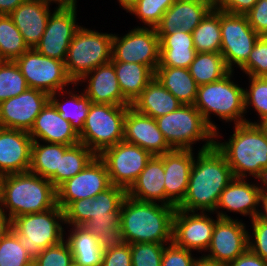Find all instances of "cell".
<instances>
[{
	"label": "cell",
	"mask_w": 267,
	"mask_h": 266,
	"mask_svg": "<svg viewBox=\"0 0 267 266\" xmlns=\"http://www.w3.org/2000/svg\"><path fill=\"white\" fill-rule=\"evenodd\" d=\"M39 1H44V2H47V3H56L58 6H63V5H67L69 4L70 2H72L73 0H39Z\"/></svg>",
	"instance_id": "59"
},
{
	"label": "cell",
	"mask_w": 267,
	"mask_h": 266,
	"mask_svg": "<svg viewBox=\"0 0 267 266\" xmlns=\"http://www.w3.org/2000/svg\"><path fill=\"white\" fill-rule=\"evenodd\" d=\"M123 97L132 105L140 96L154 73L145 65L129 62H112Z\"/></svg>",
	"instance_id": "32"
},
{
	"label": "cell",
	"mask_w": 267,
	"mask_h": 266,
	"mask_svg": "<svg viewBox=\"0 0 267 266\" xmlns=\"http://www.w3.org/2000/svg\"><path fill=\"white\" fill-rule=\"evenodd\" d=\"M29 49L9 15H0V53L6 61H15Z\"/></svg>",
	"instance_id": "39"
},
{
	"label": "cell",
	"mask_w": 267,
	"mask_h": 266,
	"mask_svg": "<svg viewBox=\"0 0 267 266\" xmlns=\"http://www.w3.org/2000/svg\"><path fill=\"white\" fill-rule=\"evenodd\" d=\"M32 263L33 258L11 228L0 241V266H29Z\"/></svg>",
	"instance_id": "40"
},
{
	"label": "cell",
	"mask_w": 267,
	"mask_h": 266,
	"mask_svg": "<svg viewBox=\"0 0 267 266\" xmlns=\"http://www.w3.org/2000/svg\"><path fill=\"white\" fill-rule=\"evenodd\" d=\"M193 150L173 149L158 155L164 167L165 205L177 207L183 201L195 159Z\"/></svg>",
	"instance_id": "20"
},
{
	"label": "cell",
	"mask_w": 267,
	"mask_h": 266,
	"mask_svg": "<svg viewBox=\"0 0 267 266\" xmlns=\"http://www.w3.org/2000/svg\"><path fill=\"white\" fill-rule=\"evenodd\" d=\"M50 100L42 90L28 88L23 93L0 103V127L29 132L35 118Z\"/></svg>",
	"instance_id": "18"
},
{
	"label": "cell",
	"mask_w": 267,
	"mask_h": 266,
	"mask_svg": "<svg viewBox=\"0 0 267 266\" xmlns=\"http://www.w3.org/2000/svg\"><path fill=\"white\" fill-rule=\"evenodd\" d=\"M233 128L228 141L215 139L214 142L231 167L233 176L247 179L252 175L267 183V136L256 123L236 124Z\"/></svg>",
	"instance_id": "4"
},
{
	"label": "cell",
	"mask_w": 267,
	"mask_h": 266,
	"mask_svg": "<svg viewBox=\"0 0 267 266\" xmlns=\"http://www.w3.org/2000/svg\"><path fill=\"white\" fill-rule=\"evenodd\" d=\"M86 79L89 80L87 81ZM79 82L88 84L83 91L92 103L131 105L122 95L114 65L111 61L96 67L74 85H78Z\"/></svg>",
	"instance_id": "26"
},
{
	"label": "cell",
	"mask_w": 267,
	"mask_h": 266,
	"mask_svg": "<svg viewBox=\"0 0 267 266\" xmlns=\"http://www.w3.org/2000/svg\"><path fill=\"white\" fill-rule=\"evenodd\" d=\"M226 266H267V261L247 249L234 261L227 263Z\"/></svg>",
	"instance_id": "52"
},
{
	"label": "cell",
	"mask_w": 267,
	"mask_h": 266,
	"mask_svg": "<svg viewBox=\"0 0 267 266\" xmlns=\"http://www.w3.org/2000/svg\"><path fill=\"white\" fill-rule=\"evenodd\" d=\"M165 177L163 160L153 155L147 162L131 187L126 191L127 196L142 202H161L165 204Z\"/></svg>",
	"instance_id": "28"
},
{
	"label": "cell",
	"mask_w": 267,
	"mask_h": 266,
	"mask_svg": "<svg viewBox=\"0 0 267 266\" xmlns=\"http://www.w3.org/2000/svg\"><path fill=\"white\" fill-rule=\"evenodd\" d=\"M4 175L0 173V203H1V192H2V181H3Z\"/></svg>",
	"instance_id": "60"
},
{
	"label": "cell",
	"mask_w": 267,
	"mask_h": 266,
	"mask_svg": "<svg viewBox=\"0 0 267 266\" xmlns=\"http://www.w3.org/2000/svg\"><path fill=\"white\" fill-rule=\"evenodd\" d=\"M131 105L91 103L79 141L97 156L124 140V119Z\"/></svg>",
	"instance_id": "10"
},
{
	"label": "cell",
	"mask_w": 267,
	"mask_h": 266,
	"mask_svg": "<svg viewBox=\"0 0 267 266\" xmlns=\"http://www.w3.org/2000/svg\"><path fill=\"white\" fill-rule=\"evenodd\" d=\"M118 1L120 3V6H122V8L126 10L128 13L129 10L136 4L138 0H118Z\"/></svg>",
	"instance_id": "57"
},
{
	"label": "cell",
	"mask_w": 267,
	"mask_h": 266,
	"mask_svg": "<svg viewBox=\"0 0 267 266\" xmlns=\"http://www.w3.org/2000/svg\"><path fill=\"white\" fill-rule=\"evenodd\" d=\"M64 210L55 207L40 213L24 214L11 221L12 230L20 237L23 248L34 259L44 249L58 245L65 237Z\"/></svg>",
	"instance_id": "8"
},
{
	"label": "cell",
	"mask_w": 267,
	"mask_h": 266,
	"mask_svg": "<svg viewBox=\"0 0 267 266\" xmlns=\"http://www.w3.org/2000/svg\"><path fill=\"white\" fill-rule=\"evenodd\" d=\"M159 243H132V266H161L164 246Z\"/></svg>",
	"instance_id": "44"
},
{
	"label": "cell",
	"mask_w": 267,
	"mask_h": 266,
	"mask_svg": "<svg viewBox=\"0 0 267 266\" xmlns=\"http://www.w3.org/2000/svg\"><path fill=\"white\" fill-rule=\"evenodd\" d=\"M258 0H213L216 10L229 14L245 15Z\"/></svg>",
	"instance_id": "51"
},
{
	"label": "cell",
	"mask_w": 267,
	"mask_h": 266,
	"mask_svg": "<svg viewBox=\"0 0 267 266\" xmlns=\"http://www.w3.org/2000/svg\"><path fill=\"white\" fill-rule=\"evenodd\" d=\"M262 187L250 184L245 178L234 177L221 192L214 213L216 212L217 216L221 219H232L226 212L219 211L221 209L228 212L233 211L243 216L249 215L251 220L256 218L259 211V196Z\"/></svg>",
	"instance_id": "24"
},
{
	"label": "cell",
	"mask_w": 267,
	"mask_h": 266,
	"mask_svg": "<svg viewBox=\"0 0 267 266\" xmlns=\"http://www.w3.org/2000/svg\"><path fill=\"white\" fill-rule=\"evenodd\" d=\"M183 201L176 207L188 212L215 211L221 192L234 178L224 155L213 147L198 150Z\"/></svg>",
	"instance_id": "2"
},
{
	"label": "cell",
	"mask_w": 267,
	"mask_h": 266,
	"mask_svg": "<svg viewBox=\"0 0 267 266\" xmlns=\"http://www.w3.org/2000/svg\"><path fill=\"white\" fill-rule=\"evenodd\" d=\"M152 156L149 151L124 140L104 149L98 155L106 165L111 185L121 187L126 191Z\"/></svg>",
	"instance_id": "12"
},
{
	"label": "cell",
	"mask_w": 267,
	"mask_h": 266,
	"mask_svg": "<svg viewBox=\"0 0 267 266\" xmlns=\"http://www.w3.org/2000/svg\"><path fill=\"white\" fill-rule=\"evenodd\" d=\"M96 156L81 142L69 146L64 154H60L59 170H56V189L81 172Z\"/></svg>",
	"instance_id": "38"
},
{
	"label": "cell",
	"mask_w": 267,
	"mask_h": 266,
	"mask_svg": "<svg viewBox=\"0 0 267 266\" xmlns=\"http://www.w3.org/2000/svg\"><path fill=\"white\" fill-rule=\"evenodd\" d=\"M245 15L250 26L259 36H267V0H258Z\"/></svg>",
	"instance_id": "49"
},
{
	"label": "cell",
	"mask_w": 267,
	"mask_h": 266,
	"mask_svg": "<svg viewBox=\"0 0 267 266\" xmlns=\"http://www.w3.org/2000/svg\"><path fill=\"white\" fill-rule=\"evenodd\" d=\"M69 266H81V265H79L78 263H76V262L73 260V262H72Z\"/></svg>",
	"instance_id": "62"
},
{
	"label": "cell",
	"mask_w": 267,
	"mask_h": 266,
	"mask_svg": "<svg viewBox=\"0 0 267 266\" xmlns=\"http://www.w3.org/2000/svg\"><path fill=\"white\" fill-rule=\"evenodd\" d=\"M195 261L190 250L178 247L173 242L164 246L161 266H193Z\"/></svg>",
	"instance_id": "48"
},
{
	"label": "cell",
	"mask_w": 267,
	"mask_h": 266,
	"mask_svg": "<svg viewBox=\"0 0 267 266\" xmlns=\"http://www.w3.org/2000/svg\"><path fill=\"white\" fill-rule=\"evenodd\" d=\"M193 266H226V264L208 259L207 257L202 255L200 258H196Z\"/></svg>",
	"instance_id": "56"
},
{
	"label": "cell",
	"mask_w": 267,
	"mask_h": 266,
	"mask_svg": "<svg viewBox=\"0 0 267 266\" xmlns=\"http://www.w3.org/2000/svg\"><path fill=\"white\" fill-rule=\"evenodd\" d=\"M126 196L125 189L111 185L96 197L73 201L64 209L65 223L85 227L103 251L117 248L124 243L119 219Z\"/></svg>",
	"instance_id": "1"
},
{
	"label": "cell",
	"mask_w": 267,
	"mask_h": 266,
	"mask_svg": "<svg viewBox=\"0 0 267 266\" xmlns=\"http://www.w3.org/2000/svg\"><path fill=\"white\" fill-rule=\"evenodd\" d=\"M208 247V259L222 263L234 261L248 249L246 225L238 219H221L218 216Z\"/></svg>",
	"instance_id": "19"
},
{
	"label": "cell",
	"mask_w": 267,
	"mask_h": 266,
	"mask_svg": "<svg viewBox=\"0 0 267 266\" xmlns=\"http://www.w3.org/2000/svg\"><path fill=\"white\" fill-rule=\"evenodd\" d=\"M262 185L263 187L261 189L260 196H259V205L263 207L262 209L264 211L259 209L257 218L267 223V183H263Z\"/></svg>",
	"instance_id": "53"
},
{
	"label": "cell",
	"mask_w": 267,
	"mask_h": 266,
	"mask_svg": "<svg viewBox=\"0 0 267 266\" xmlns=\"http://www.w3.org/2000/svg\"><path fill=\"white\" fill-rule=\"evenodd\" d=\"M102 266H132L130 244L104 251Z\"/></svg>",
	"instance_id": "50"
},
{
	"label": "cell",
	"mask_w": 267,
	"mask_h": 266,
	"mask_svg": "<svg viewBox=\"0 0 267 266\" xmlns=\"http://www.w3.org/2000/svg\"><path fill=\"white\" fill-rule=\"evenodd\" d=\"M181 105L182 103L153 77L131 106L139 113L156 119L173 112Z\"/></svg>",
	"instance_id": "30"
},
{
	"label": "cell",
	"mask_w": 267,
	"mask_h": 266,
	"mask_svg": "<svg viewBox=\"0 0 267 266\" xmlns=\"http://www.w3.org/2000/svg\"><path fill=\"white\" fill-rule=\"evenodd\" d=\"M249 89L244 88L245 113L252 105L260 119L267 115V77L249 76Z\"/></svg>",
	"instance_id": "43"
},
{
	"label": "cell",
	"mask_w": 267,
	"mask_h": 266,
	"mask_svg": "<svg viewBox=\"0 0 267 266\" xmlns=\"http://www.w3.org/2000/svg\"><path fill=\"white\" fill-rule=\"evenodd\" d=\"M207 214L176 208L173 215L172 242L190 251H207L217 221Z\"/></svg>",
	"instance_id": "17"
},
{
	"label": "cell",
	"mask_w": 267,
	"mask_h": 266,
	"mask_svg": "<svg viewBox=\"0 0 267 266\" xmlns=\"http://www.w3.org/2000/svg\"><path fill=\"white\" fill-rule=\"evenodd\" d=\"M29 88L53 94L74 84L68 77L64 61L40 54L29 48L15 60Z\"/></svg>",
	"instance_id": "11"
},
{
	"label": "cell",
	"mask_w": 267,
	"mask_h": 266,
	"mask_svg": "<svg viewBox=\"0 0 267 266\" xmlns=\"http://www.w3.org/2000/svg\"><path fill=\"white\" fill-rule=\"evenodd\" d=\"M176 0H138L129 10L136 15L148 28H155L164 13Z\"/></svg>",
	"instance_id": "42"
},
{
	"label": "cell",
	"mask_w": 267,
	"mask_h": 266,
	"mask_svg": "<svg viewBox=\"0 0 267 266\" xmlns=\"http://www.w3.org/2000/svg\"><path fill=\"white\" fill-rule=\"evenodd\" d=\"M221 51L226 66L241 68L249 58L259 35L250 26L246 15L220 11Z\"/></svg>",
	"instance_id": "13"
},
{
	"label": "cell",
	"mask_w": 267,
	"mask_h": 266,
	"mask_svg": "<svg viewBox=\"0 0 267 266\" xmlns=\"http://www.w3.org/2000/svg\"><path fill=\"white\" fill-rule=\"evenodd\" d=\"M250 123H256V125L263 131V133L267 136V115L260 119V121L257 122H250Z\"/></svg>",
	"instance_id": "58"
},
{
	"label": "cell",
	"mask_w": 267,
	"mask_h": 266,
	"mask_svg": "<svg viewBox=\"0 0 267 266\" xmlns=\"http://www.w3.org/2000/svg\"><path fill=\"white\" fill-rule=\"evenodd\" d=\"M25 0H0V15H9Z\"/></svg>",
	"instance_id": "54"
},
{
	"label": "cell",
	"mask_w": 267,
	"mask_h": 266,
	"mask_svg": "<svg viewBox=\"0 0 267 266\" xmlns=\"http://www.w3.org/2000/svg\"><path fill=\"white\" fill-rule=\"evenodd\" d=\"M25 77L15 61H5L0 66V103L28 89Z\"/></svg>",
	"instance_id": "41"
},
{
	"label": "cell",
	"mask_w": 267,
	"mask_h": 266,
	"mask_svg": "<svg viewBox=\"0 0 267 266\" xmlns=\"http://www.w3.org/2000/svg\"><path fill=\"white\" fill-rule=\"evenodd\" d=\"M189 71L198 86L218 81L230 72L222 54L216 52L197 53Z\"/></svg>",
	"instance_id": "36"
},
{
	"label": "cell",
	"mask_w": 267,
	"mask_h": 266,
	"mask_svg": "<svg viewBox=\"0 0 267 266\" xmlns=\"http://www.w3.org/2000/svg\"><path fill=\"white\" fill-rule=\"evenodd\" d=\"M73 260L70 246L63 240L58 245L44 249L33 259V263L36 266H69Z\"/></svg>",
	"instance_id": "46"
},
{
	"label": "cell",
	"mask_w": 267,
	"mask_h": 266,
	"mask_svg": "<svg viewBox=\"0 0 267 266\" xmlns=\"http://www.w3.org/2000/svg\"><path fill=\"white\" fill-rule=\"evenodd\" d=\"M158 129L172 149L192 150V144L206 141L200 151L214 146L215 132L207 125L194 105H181L167 115L155 119ZM195 142V143H194Z\"/></svg>",
	"instance_id": "7"
},
{
	"label": "cell",
	"mask_w": 267,
	"mask_h": 266,
	"mask_svg": "<svg viewBox=\"0 0 267 266\" xmlns=\"http://www.w3.org/2000/svg\"><path fill=\"white\" fill-rule=\"evenodd\" d=\"M213 8V0H176L155 27L156 33L171 35L176 30L192 33Z\"/></svg>",
	"instance_id": "21"
},
{
	"label": "cell",
	"mask_w": 267,
	"mask_h": 266,
	"mask_svg": "<svg viewBox=\"0 0 267 266\" xmlns=\"http://www.w3.org/2000/svg\"><path fill=\"white\" fill-rule=\"evenodd\" d=\"M0 203V241L11 229V219Z\"/></svg>",
	"instance_id": "55"
},
{
	"label": "cell",
	"mask_w": 267,
	"mask_h": 266,
	"mask_svg": "<svg viewBox=\"0 0 267 266\" xmlns=\"http://www.w3.org/2000/svg\"><path fill=\"white\" fill-rule=\"evenodd\" d=\"M160 40L155 28L135 27L122 37L113 34L111 62L138 63L153 73L159 65Z\"/></svg>",
	"instance_id": "14"
},
{
	"label": "cell",
	"mask_w": 267,
	"mask_h": 266,
	"mask_svg": "<svg viewBox=\"0 0 267 266\" xmlns=\"http://www.w3.org/2000/svg\"><path fill=\"white\" fill-rule=\"evenodd\" d=\"M233 71H230L222 79L198 86L197 97L194 106L200 111L207 125L215 132L218 138V127L212 123L210 114L219 116L226 122L234 121V124L250 123L244 118L245 99L244 88L234 83L231 79ZM232 76V77H231Z\"/></svg>",
	"instance_id": "6"
},
{
	"label": "cell",
	"mask_w": 267,
	"mask_h": 266,
	"mask_svg": "<svg viewBox=\"0 0 267 266\" xmlns=\"http://www.w3.org/2000/svg\"><path fill=\"white\" fill-rule=\"evenodd\" d=\"M33 141L75 145L79 143V136L71 127L68 120L63 119L60 113L49 100L35 118L34 124L28 132Z\"/></svg>",
	"instance_id": "25"
},
{
	"label": "cell",
	"mask_w": 267,
	"mask_h": 266,
	"mask_svg": "<svg viewBox=\"0 0 267 266\" xmlns=\"http://www.w3.org/2000/svg\"><path fill=\"white\" fill-rule=\"evenodd\" d=\"M160 204L124 198L119 219L124 243H172L176 207Z\"/></svg>",
	"instance_id": "3"
},
{
	"label": "cell",
	"mask_w": 267,
	"mask_h": 266,
	"mask_svg": "<svg viewBox=\"0 0 267 266\" xmlns=\"http://www.w3.org/2000/svg\"><path fill=\"white\" fill-rule=\"evenodd\" d=\"M112 39V33H99L84 27L76 31L64 62L67 75L73 83L112 60Z\"/></svg>",
	"instance_id": "9"
},
{
	"label": "cell",
	"mask_w": 267,
	"mask_h": 266,
	"mask_svg": "<svg viewBox=\"0 0 267 266\" xmlns=\"http://www.w3.org/2000/svg\"><path fill=\"white\" fill-rule=\"evenodd\" d=\"M68 238L73 259L81 266H102L104 251L100 248L97 238L83 226H71Z\"/></svg>",
	"instance_id": "33"
},
{
	"label": "cell",
	"mask_w": 267,
	"mask_h": 266,
	"mask_svg": "<svg viewBox=\"0 0 267 266\" xmlns=\"http://www.w3.org/2000/svg\"><path fill=\"white\" fill-rule=\"evenodd\" d=\"M197 53L221 51L220 11L213 8L192 32Z\"/></svg>",
	"instance_id": "37"
},
{
	"label": "cell",
	"mask_w": 267,
	"mask_h": 266,
	"mask_svg": "<svg viewBox=\"0 0 267 266\" xmlns=\"http://www.w3.org/2000/svg\"><path fill=\"white\" fill-rule=\"evenodd\" d=\"M251 222L253 232L252 236L248 234V249L267 261V223L257 217Z\"/></svg>",
	"instance_id": "47"
},
{
	"label": "cell",
	"mask_w": 267,
	"mask_h": 266,
	"mask_svg": "<svg viewBox=\"0 0 267 266\" xmlns=\"http://www.w3.org/2000/svg\"><path fill=\"white\" fill-rule=\"evenodd\" d=\"M76 4L77 0H73L67 5L56 6L51 12L42 38L35 46L40 54L65 62L71 40L81 27L76 23Z\"/></svg>",
	"instance_id": "15"
},
{
	"label": "cell",
	"mask_w": 267,
	"mask_h": 266,
	"mask_svg": "<svg viewBox=\"0 0 267 266\" xmlns=\"http://www.w3.org/2000/svg\"><path fill=\"white\" fill-rule=\"evenodd\" d=\"M33 141L29 171L48 179L56 188V170H59L60 154H64L69 145Z\"/></svg>",
	"instance_id": "34"
},
{
	"label": "cell",
	"mask_w": 267,
	"mask_h": 266,
	"mask_svg": "<svg viewBox=\"0 0 267 266\" xmlns=\"http://www.w3.org/2000/svg\"><path fill=\"white\" fill-rule=\"evenodd\" d=\"M6 60L3 58V56L0 53V66L5 62Z\"/></svg>",
	"instance_id": "61"
},
{
	"label": "cell",
	"mask_w": 267,
	"mask_h": 266,
	"mask_svg": "<svg viewBox=\"0 0 267 266\" xmlns=\"http://www.w3.org/2000/svg\"><path fill=\"white\" fill-rule=\"evenodd\" d=\"M32 143L27 131L0 127V173L28 172Z\"/></svg>",
	"instance_id": "23"
},
{
	"label": "cell",
	"mask_w": 267,
	"mask_h": 266,
	"mask_svg": "<svg viewBox=\"0 0 267 266\" xmlns=\"http://www.w3.org/2000/svg\"><path fill=\"white\" fill-rule=\"evenodd\" d=\"M247 76L267 77V36H260L240 68Z\"/></svg>",
	"instance_id": "45"
},
{
	"label": "cell",
	"mask_w": 267,
	"mask_h": 266,
	"mask_svg": "<svg viewBox=\"0 0 267 266\" xmlns=\"http://www.w3.org/2000/svg\"><path fill=\"white\" fill-rule=\"evenodd\" d=\"M61 93H63L62 96H65L64 94H68L70 99L67 98L65 102L61 103L59 101L60 99H57L58 96L62 97L60 96ZM50 101L56 107L60 116L63 119L68 120L71 127L77 134H79L84 127V123L92 103L84 92L78 95L77 93L74 94L72 90H69V92L66 89L60 90L59 92L50 94Z\"/></svg>",
	"instance_id": "35"
},
{
	"label": "cell",
	"mask_w": 267,
	"mask_h": 266,
	"mask_svg": "<svg viewBox=\"0 0 267 266\" xmlns=\"http://www.w3.org/2000/svg\"><path fill=\"white\" fill-rule=\"evenodd\" d=\"M154 77L183 105H194L198 85L191 76L189 69L158 66L154 72Z\"/></svg>",
	"instance_id": "31"
},
{
	"label": "cell",
	"mask_w": 267,
	"mask_h": 266,
	"mask_svg": "<svg viewBox=\"0 0 267 266\" xmlns=\"http://www.w3.org/2000/svg\"><path fill=\"white\" fill-rule=\"evenodd\" d=\"M160 54L158 66L189 69L197 54L192 33L176 30L171 35H158Z\"/></svg>",
	"instance_id": "29"
},
{
	"label": "cell",
	"mask_w": 267,
	"mask_h": 266,
	"mask_svg": "<svg viewBox=\"0 0 267 266\" xmlns=\"http://www.w3.org/2000/svg\"><path fill=\"white\" fill-rule=\"evenodd\" d=\"M124 141L138 145L152 155H161L172 151L163 133L158 129L156 120L128 107L124 119Z\"/></svg>",
	"instance_id": "22"
},
{
	"label": "cell",
	"mask_w": 267,
	"mask_h": 266,
	"mask_svg": "<svg viewBox=\"0 0 267 266\" xmlns=\"http://www.w3.org/2000/svg\"><path fill=\"white\" fill-rule=\"evenodd\" d=\"M110 186L106 165L96 156L81 172L57 188V205L64 210L71 202L96 197Z\"/></svg>",
	"instance_id": "16"
},
{
	"label": "cell",
	"mask_w": 267,
	"mask_h": 266,
	"mask_svg": "<svg viewBox=\"0 0 267 266\" xmlns=\"http://www.w3.org/2000/svg\"><path fill=\"white\" fill-rule=\"evenodd\" d=\"M50 3L25 0L9 16L22 34L29 48L40 42L51 14Z\"/></svg>",
	"instance_id": "27"
},
{
	"label": "cell",
	"mask_w": 267,
	"mask_h": 266,
	"mask_svg": "<svg viewBox=\"0 0 267 266\" xmlns=\"http://www.w3.org/2000/svg\"><path fill=\"white\" fill-rule=\"evenodd\" d=\"M1 205L11 221L20 215L44 212L57 205V189L30 171L7 174L2 181Z\"/></svg>",
	"instance_id": "5"
}]
</instances>
